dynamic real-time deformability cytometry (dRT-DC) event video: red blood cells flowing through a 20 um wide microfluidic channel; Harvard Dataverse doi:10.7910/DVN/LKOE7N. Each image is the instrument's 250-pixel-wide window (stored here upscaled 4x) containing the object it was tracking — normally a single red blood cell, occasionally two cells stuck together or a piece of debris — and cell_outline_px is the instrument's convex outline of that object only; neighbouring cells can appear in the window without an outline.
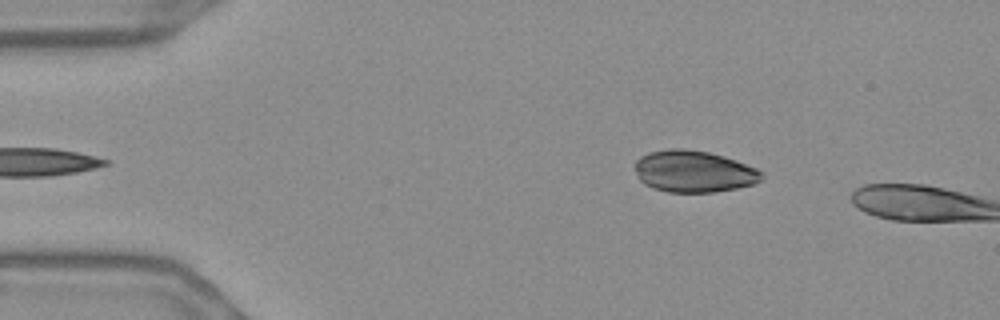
{"species": "Egyptian fruit bat (a non-hibernating species)", "species_latin": "Rousettus aegyptiacus", "temperature_condition": "warm", "stored_images_in_passage": 4, "camera_frame_rate_fps": 3000, "um_per_image_px": 0.085, "frame": {"image": 1, "passage_image": 2, "time_ms": 0.333, "image_size_px": [1000, 320], "cell_outline_px": [[764, 176], [756, 184], [736, 188], [712, 192], [668, 192], [652, 188], [644, 184], [640, 180], [636, 172], [636, 160], [640, 156], [648, 152], [672, 148], [684, 148], [708, 152], [724, 156], [736, 160], [756, 168]], "centroid_in_image_um": [58.96, 14.57], "position_along_channel_um": 26.0, "area_um2": 30.87}}